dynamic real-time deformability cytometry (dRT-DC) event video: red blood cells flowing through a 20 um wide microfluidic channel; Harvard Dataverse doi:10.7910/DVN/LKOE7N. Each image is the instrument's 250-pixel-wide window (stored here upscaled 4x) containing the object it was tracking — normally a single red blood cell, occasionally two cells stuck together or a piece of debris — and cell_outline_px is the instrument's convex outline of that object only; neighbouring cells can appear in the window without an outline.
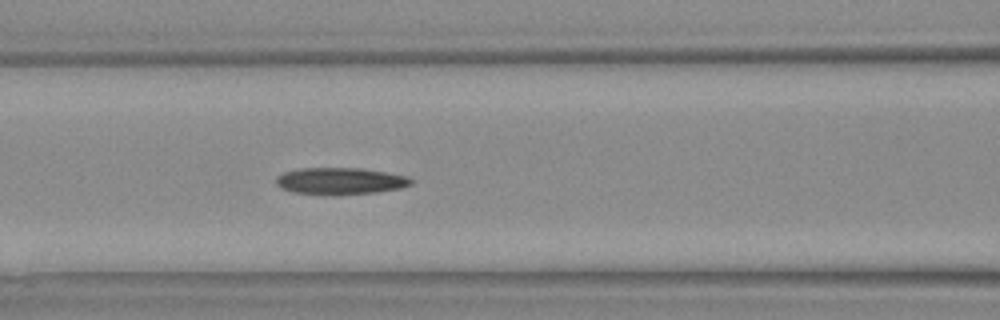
{"species": "Egyptian fruit bat (a non-hibernating species)", "species_latin": "Rousettus aegyptiacus", "temperature_condition": "warm", "stored_images_in_passage": 38, "camera_frame_rate_fps": 3000, "um_per_image_px": 0.085, "animal": {"sex": "female"}, "frame": {"image": 1, "passage_image": 17, "time_ms": 5.333, "image_size_px": [1000, 320], "cell_outline_px": [[412, 184], [400, 188], [376, 192], [332, 196], [292, 192], [280, 188], [276, 184], [276, 176], [284, 172], [300, 168], [360, 168], [388, 172], [404, 176], [412, 180]], "centroid_in_image_um": [28.87, 15.4], "position_along_channel_um": 137.7, "area_um2": 21.33}}